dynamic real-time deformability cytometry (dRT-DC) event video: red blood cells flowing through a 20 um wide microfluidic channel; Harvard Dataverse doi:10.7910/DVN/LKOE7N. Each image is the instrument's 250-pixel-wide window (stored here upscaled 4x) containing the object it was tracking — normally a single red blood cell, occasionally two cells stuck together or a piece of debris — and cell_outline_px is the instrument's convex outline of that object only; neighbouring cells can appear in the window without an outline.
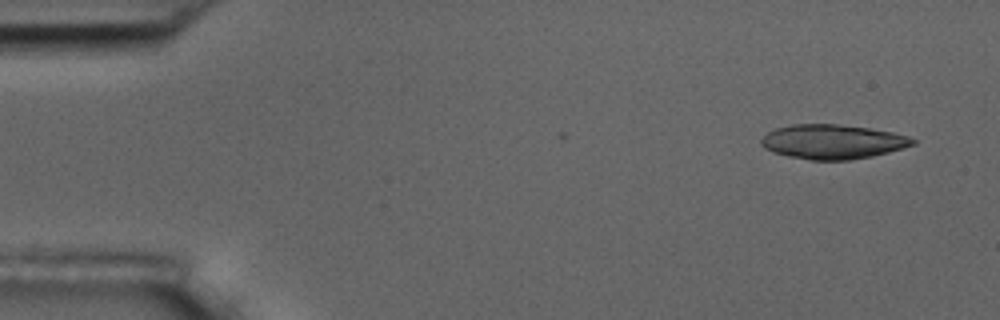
{"species": "common noctule bat (a hibernating species)", "species_latin": "Nyctalus noctula", "temperature_condition": "room temperature", "stored_images_in_passage": 2, "camera_frame_rate_fps": 3000, "um_per_image_px": 0.085, "animal": {"sex": "male", "body_mass_g": 17.5, "forearm_length_mm": 52.3}, "frame": {"image": 1, "passage_image": 2, "time_ms": 1.0, "image_size_px": [1000, 320], "cell_outline_px": [[916, 144], [904, 148], [872, 156], [848, 160], [812, 160], [788, 156], [772, 152], [764, 148], [760, 144], [760, 140], [768, 132], [776, 128], [792, 124], [840, 124], [872, 128], [892, 132], [908, 136], [916, 140]], "centroid_in_image_um": [70.78, 12.04], "position_along_channel_um": 14.2, "area_um2": 30.58}}